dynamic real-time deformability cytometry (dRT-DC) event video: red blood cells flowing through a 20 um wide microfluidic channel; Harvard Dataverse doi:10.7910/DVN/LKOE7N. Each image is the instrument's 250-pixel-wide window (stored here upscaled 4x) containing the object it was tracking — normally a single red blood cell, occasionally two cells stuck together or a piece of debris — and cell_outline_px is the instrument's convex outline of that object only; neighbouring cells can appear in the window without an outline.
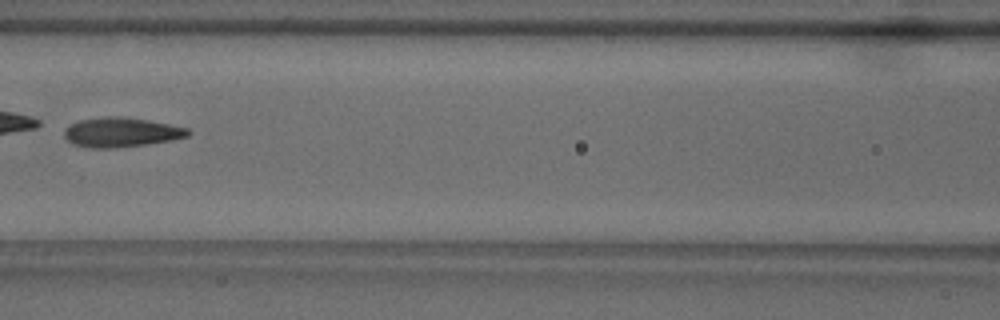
{"species": "common noctule bat (a hibernating species)", "species_latin": "Nyctalus noctula", "temperature_condition": "warm", "stored_images_in_passage": 7, "camera_frame_rate_fps": 3000, "um_per_image_px": 0.085, "animal": {"sex": "male", "body_mass_g": 18.8}, "frame": {"image": 1, "passage_image": 7, "time_ms": 2.0, "image_size_px": [1000, 320], "cell_outline_px": [[192, 132], [188, 136], [172, 140], [144, 144], [112, 148], [88, 148], [72, 144], [64, 136], [64, 128], [68, 124], [80, 120], [104, 116], [124, 116], [148, 120], [188, 128]], "centroid_in_image_um": [10.26, 11.23], "position_along_channel_um": 156.3, "area_um2": 21.44}}